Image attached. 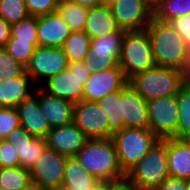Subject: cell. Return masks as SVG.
I'll return each instance as SVG.
<instances>
[{"label":"cell","instance_id":"obj_49","mask_svg":"<svg viewBox=\"0 0 190 190\" xmlns=\"http://www.w3.org/2000/svg\"><path fill=\"white\" fill-rule=\"evenodd\" d=\"M186 190H190V180H187V188Z\"/></svg>","mask_w":190,"mask_h":190},{"label":"cell","instance_id":"obj_39","mask_svg":"<svg viewBox=\"0 0 190 190\" xmlns=\"http://www.w3.org/2000/svg\"><path fill=\"white\" fill-rule=\"evenodd\" d=\"M187 180L169 176L154 190H186Z\"/></svg>","mask_w":190,"mask_h":190},{"label":"cell","instance_id":"obj_32","mask_svg":"<svg viewBox=\"0 0 190 190\" xmlns=\"http://www.w3.org/2000/svg\"><path fill=\"white\" fill-rule=\"evenodd\" d=\"M11 37L17 41H30L38 47L37 38V17L29 16L26 19L11 25Z\"/></svg>","mask_w":190,"mask_h":190},{"label":"cell","instance_id":"obj_4","mask_svg":"<svg viewBox=\"0 0 190 190\" xmlns=\"http://www.w3.org/2000/svg\"><path fill=\"white\" fill-rule=\"evenodd\" d=\"M117 150L119 166L126 175L160 140L144 128H122L112 137Z\"/></svg>","mask_w":190,"mask_h":190},{"label":"cell","instance_id":"obj_37","mask_svg":"<svg viewBox=\"0 0 190 190\" xmlns=\"http://www.w3.org/2000/svg\"><path fill=\"white\" fill-rule=\"evenodd\" d=\"M20 162L15 146L2 140L0 143V168L18 167Z\"/></svg>","mask_w":190,"mask_h":190},{"label":"cell","instance_id":"obj_43","mask_svg":"<svg viewBox=\"0 0 190 190\" xmlns=\"http://www.w3.org/2000/svg\"><path fill=\"white\" fill-rule=\"evenodd\" d=\"M108 190H133L126 182L113 184Z\"/></svg>","mask_w":190,"mask_h":190},{"label":"cell","instance_id":"obj_15","mask_svg":"<svg viewBox=\"0 0 190 190\" xmlns=\"http://www.w3.org/2000/svg\"><path fill=\"white\" fill-rule=\"evenodd\" d=\"M121 116L124 128L149 129L147 102L129 83L121 92Z\"/></svg>","mask_w":190,"mask_h":190},{"label":"cell","instance_id":"obj_11","mask_svg":"<svg viewBox=\"0 0 190 190\" xmlns=\"http://www.w3.org/2000/svg\"><path fill=\"white\" fill-rule=\"evenodd\" d=\"M111 13L120 29L144 30L153 19V5L147 0H113Z\"/></svg>","mask_w":190,"mask_h":190},{"label":"cell","instance_id":"obj_7","mask_svg":"<svg viewBox=\"0 0 190 190\" xmlns=\"http://www.w3.org/2000/svg\"><path fill=\"white\" fill-rule=\"evenodd\" d=\"M90 74L83 62H69L67 69L49 78L40 88L51 96L76 104L83 101V87Z\"/></svg>","mask_w":190,"mask_h":190},{"label":"cell","instance_id":"obj_8","mask_svg":"<svg viewBox=\"0 0 190 190\" xmlns=\"http://www.w3.org/2000/svg\"><path fill=\"white\" fill-rule=\"evenodd\" d=\"M126 30L91 39L89 54L83 63L90 73L117 67L121 53L122 39Z\"/></svg>","mask_w":190,"mask_h":190},{"label":"cell","instance_id":"obj_13","mask_svg":"<svg viewBox=\"0 0 190 190\" xmlns=\"http://www.w3.org/2000/svg\"><path fill=\"white\" fill-rule=\"evenodd\" d=\"M73 122L88 139L113 137L109 122L97 102L83 100L76 103Z\"/></svg>","mask_w":190,"mask_h":190},{"label":"cell","instance_id":"obj_2","mask_svg":"<svg viewBox=\"0 0 190 190\" xmlns=\"http://www.w3.org/2000/svg\"><path fill=\"white\" fill-rule=\"evenodd\" d=\"M156 66L181 70L187 46L169 23L152 19L146 27Z\"/></svg>","mask_w":190,"mask_h":190},{"label":"cell","instance_id":"obj_14","mask_svg":"<svg viewBox=\"0 0 190 190\" xmlns=\"http://www.w3.org/2000/svg\"><path fill=\"white\" fill-rule=\"evenodd\" d=\"M128 84L124 71L118 65L90 74L83 87V100L98 102L105 96L121 90Z\"/></svg>","mask_w":190,"mask_h":190},{"label":"cell","instance_id":"obj_22","mask_svg":"<svg viewBox=\"0 0 190 190\" xmlns=\"http://www.w3.org/2000/svg\"><path fill=\"white\" fill-rule=\"evenodd\" d=\"M169 176L190 180V144L184 139L166 138Z\"/></svg>","mask_w":190,"mask_h":190},{"label":"cell","instance_id":"obj_29","mask_svg":"<svg viewBox=\"0 0 190 190\" xmlns=\"http://www.w3.org/2000/svg\"><path fill=\"white\" fill-rule=\"evenodd\" d=\"M57 11L72 32L84 30L88 9L68 0H60Z\"/></svg>","mask_w":190,"mask_h":190},{"label":"cell","instance_id":"obj_47","mask_svg":"<svg viewBox=\"0 0 190 190\" xmlns=\"http://www.w3.org/2000/svg\"><path fill=\"white\" fill-rule=\"evenodd\" d=\"M103 4H109L110 2H112L113 0H101Z\"/></svg>","mask_w":190,"mask_h":190},{"label":"cell","instance_id":"obj_45","mask_svg":"<svg viewBox=\"0 0 190 190\" xmlns=\"http://www.w3.org/2000/svg\"><path fill=\"white\" fill-rule=\"evenodd\" d=\"M25 190H49V189H45V188L39 187L35 184H32L30 187L26 188Z\"/></svg>","mask_w":190,"mask_h":190},{"label":"cell","instance_id":"obj_16","mask_svg":"<svg viewBox=\"0 0 190 190\" xmlns=\"http://www.w3.org/2000/svg\"><path fill=\"white\" fill-rule=\"evenodd\" d=\"M45 139L47 148L67 157L75 156L88 140L74 122L51 129Z\"/></svg>","mask_w":190,"mask_h":190},{"label":"cell","instance_id":"obj_38","mask_svg":"<svg viewBox=\"0 0 190 190\" xmlns=\"http://www.w3.org/2000/svg\"><path fill=\"white\" fill-rule=\"evenodd\" d=\"M180 35L187 47L190 46V13L177 17L168 22Z\"/></svg>","mask_w":190,"mask_h":190},{"label":"cell","instance_id":"obj_36","mask_svg":"<svg viewBox=\"0 0 190 190\" xmlns=\"http://www.w3.org/2000/svg\"><path fill=\"white\" fill-rule=\"evenodd\" d=\"M30 16L39 17L57 11L60 0H24Z\"/></svg>","mask_w":190,"mask_h":190},{"label":"cell","instance_id":"obj_3","mask_svg":"<svg viewBox=\"0 0 190 190\" xmlns=\"http://www.w3.org/2000/svg\"><path fill=\"white\" fill-rule=\"evenodd\" d=\"M169 177L166 139L156 145L127 174L125 182L133 190H154Z\"/></svg>","mask_w":190,"mask_h":190},{"label":"cell","instance_id":"obj_42","mask_svg":"<svg viewBox=\"0 0 190 190\" xmlns=\"http://www.w3.org/2000/svg\"><path fill=\"white\" fill-rule=\"evenodd\" d=\"M69 2L81 5L86 9H91L93 7H97L103 5L101 0H68Z\"/></svg>","mask_w":190,"mask_h":190},{"label":"cell","instance_id":"obj_12","mask_svg":"<svg viewBox=\"0 0 190 190\" xmlns=\"http://www.w3.org/2000/svg\"><path fill=\"white\" fill-rule=\"evenodd\" d=\"M66 160L67 156L45 149L30 170L33 184L49 190H61Z\"/></svg>","mask_w":190,"mask_h":190},{"label":"cell","instance_id":"obj_26","mask_svg":"<svg viewBox=\"0 0 190 190\" xmlns=\"http://www.w3.org/2000/svg\"><path fill=\"white\" fill-rule=\"evenodd\" d=\"M91 38L84 31H73L65 40L62 49L68 62H83L89 54Z\"/></svg>","mask_w":190,"mask_h":190},{"label":"cell","instance_id":"obj_6","mask_svg":"<svg viewBox=\"0 0 190 190\" xmlns=\"http://www.w3.org/2000/svg\"><path fill=\"white\" fill-rule=\"evenodd\" d=\"M128 83L146 102L160 97L176 95L184 85L180 70L156 65L135 75Z\"/></svg>","mask_w":190,"mask_h":190},{"label":"cell","instance_id":"obj_10","mask_svg":"<svg viewBox=\"0 0 190 190\" xmlns=\"http://www.w3.org/2000/svg\"><path fill=\"white\" fill-rule=\"evenodd\" d=\"M68 63L62 48L38 46L26 66V73L34 84L40 87L49 78L67 69Z\"/></svg>","mask_w":190,"mask_h":190},{"label":"cell","instance_id":"obj_23","mask_svg":"<svg viewBox=\"0 0 190 190\" xmlns=\"http://www.w3.org/2000/svg\"><path fill=\"white\" fill-rule=\"evenodd\" d=\"M119 29L108 4L88 9L83 31L91 39L106 36L117 32Z\"/></svg>","mask_w":190,"mask_h":190},{"label":"cell","instance_id":"obj_30","mask_svg":"<svg viewBox=\"0 0 190 190\" xmlns=\"http://www.w3.org/2000/svg\"><path fill=\"white\" fill-rule=\"evenodd\" d=\"M179 110L177 139H183L190 133V84H184L176 94Z\"/></svg>","mask_w":190,"mask_h":190},{"label":"cell","instance_id":"obj_20","mask_svg":"<svg viewBox=\"0 0 190 190\" xmlns=\"http://www.w3.org/2000/svg\"><path fill=\"white\" fill-rule=\"evenodd\" d=\"M20 126L34 137L46 138L51 130L45 116L41 112L37 98V90L22 101L17 107Z\"/></svg>","mask_w":190,"mask_h":190},{"label":"cell","instance_id":"obj_33","mask_svg":"<svg viewBox=\"0 0 190 190\" xmlns=\"http://www.w3.org/2000/svg\"><path fill=\"white\" fill-rule=\"evenodd\" d=\"M4 49L19 63L26 67L36 47L30 41H17V38L10 37Z\"/></svg>","mask_w":190,"mask_h":190},{"label":"cell","instance_id":"obj_48","mask_svg":"<svg viewBox=\"0 0 190 190\" xmlns=\"http://www.w3.org/2000/svg\"><path fill=\"white\" fill-rule=\"evenodd\" d=\"M150 4L154 5L158 0H147Z\"/></svg>","mask_w":190,"mask_h":190},{"label":"cell","instance_id":"obj_35","mask_svg":"<svg viewBox=\"0 0 190 190\" xmlns=\"http://www.w3.org/2000/svg\"><path fill=\"white\" fill-rule=\"evenodd\" d=\"M18 127H20V120L17 109L0 107V138L5 140Z\"/></svg>","mask_w":190,"mask_h":190},{"label":"cell","instance_id":"obj_17","mask_svg":"<svg viewBox=\"0 0 190 190\" xmlns=\"http://www.w3.org/2000/svg\"><path fill=\"white\" fill-rule=\"evenodd\" d=\"M5 140L15 146L20 166L28 170H31L45 149H47L45 138L34 137L21 126L14 129Z\"/></svg>","mask_w":190,"mask_h":190},{"label":"cell","instance_id":"obj_28","mask_svg":"<svg viewBox=\"0 0 190 190\" xmlns=\"http://www.w3.org/2000/svg\"><path fill=\"white\" fill-rule=\"evenodd\" d=\"M121 92L122 89L105 96L97 103L109 122V128L114 133L124 128L121 116Z\"/></svg>","mask_w":190,"mask_h":190},{"label":"cell","instance_id":"obj_31","mask_svg":"<svg viewBox=\"0 0 190 190\" xmlns=\"http://www.w3.org/2000/svg\"><path fill=\"white\" fill-rule=\"evenodd\" d=\"M29 16L24 0H0V17L10 25Z\"/></svg>","mask_w":190,"mask_h":190},{"label":"cell","instance_id":"obj_24","mask_svg":"<svg viewBox=\"0 0 190 190\" xmlns=\"http://www.w3.org/2000/svg\"><path fill=\"white\" fill-rule=\"evenodd\" d=\"M99 182L80 164L75 156L67 157L62 190H90Z\"/></svg>","mask_w":190,"mask_h":190},{"label":"cell","instance_id":"obj_25","mask_svg":"<svg viewBox=\"0 0 190 190\" xmlns=\"http://www.w3.org/2000/svg\"><path fill=\"white\" fill-rule=\"evenodd\" d=\"M32 184L30 170L21 166L0 168L1 190H25Z\"/></svg>","mask_w":190,"mask_h":190},{"label":"cell","instance_id":"obj_21","mask_svg":"<svg viewBox=\"0 0 190 190\" xmlns=\"http://www.w3.org/2000/svg\"><path fill=\"white\" fill-rule=\"evenodd\" d=\"M33 86L36 85L26 71L21 76L0 80V107L16 108L34 94L37 88Z\"/></svg>","mask_w":190,"mask_h":190},{"label":"cell","instance_id":"obj_40","mask_svg":"<svg viewBox=\"0 0 190 190\" xmlns=\"http://www.w3.org/2000/svg\"><path fill=\"white\" fill-rule=\"evenodd\" d=\"M11 25L0 17V48H4L11 37Z\"/></svg>","mask_w":190,"mask_h":190},{"label":"cell","instance_id":"obj_1","mask_svg":"<svg viewBox=\"0 0 190 190\" xmlns=\"http://www.w3.org/2000/svg\"><path fill=\"white\" fill-rule=\"evenodd\" d=\"M80 164L100 182L119 184L125 182L115 143L112 138L88 139L75 155Z\"/></svg>","mask_w":190,"mask_h":190},{"label":"cell","instance_id":"obj_9","mask_svg":"<svg viewBox=\"0 0 190 190\" xmlns=\"http://www.w3.org/2000/svg\"><path fill=\"white\" fill-rule=\"evenodd\" d=\"M149 115V130L160 140L177 139L179 110L176 95L160 97L147 102Z\"/></svg>","mask_w":190,"mask_h":190},{"label":"cell","instance_id":"obj_19","mask_svg":"<svg viewBox=\"0 0 190 190\" xmlns=\"http://www.w3.org/2000/svg\"><path fill=\"white\" fill-rule=\"evenodd\" d=\"M37 98L41 112L51 129L73 122L75 104L65 99L51 96L40 87L37 88Z\"/></svg>","mask_w":190,"mask_h":190},{"label":"cell","instance_id":"obj_34","mask_svg":"<svg viewBox=\"0 0 190 190\" xmlns=\"http://www.w3.org/2000/svg\"><path fill=\"white\" fill-rule=\"evenodd\" d=\"M26 71L4 48H0V80L21 76Z\"/></svg>","mask_w":190,"mask_h":190},{"label":"cell","instance_id":"obj_18","mask_svg":"<svg viewBox=\"0 0 190 190\" xmlns=\"http://www.w3.org/2000/svg\"><path fill=\"white\" fill-rule=\"evenodd\" d=\"M71 32L58 11L37 17L38 46L62 48Z\"/></svg>","mask_w":190,"mask_h":190},{"label":"cell","instance_id":"obj_46","mask_svg":"<svg viewBox=\"0 0 190 190\" xmlns=\"http://www.w3.org/2000/svg\"><path fill=\"white\" fill-rule=\"evenodd\" d=\"M187 143L190 144V133L188 135H186L184 138H183Z\"/></svg>","mask_w":190,"mask_h":190},{"label":"cell","instance_id":"obj_44","mask_svg":"<svg viewBox=\"0 0 190 190\" xmlns=\"http://www.w3.org/2000/svg\"><path fill=\"white\" fill-rule=\"evenodd\" d=\"M113 184L107 182H99L97 185L92 187L90 190H108Z\"/></svg>","mask_w":190,"mask_h":190},{"label":"cell","instance_id":"obj_41","mask_svg":"<svg viewBox=\"0 0 190 190\" xmlns=\"http://www.w3.org/2000/svg\"><path fill=\"white\" fill-rule=\"evenodd\" d=\"M180 72L184 84H190V46L187 47V52Z\"/></svg>","mask_w":190,"mask_h":190},{"label":"cell","instance_id":"obj_5","mask_svg":"<svg viewBox=\"0 0 190 190\" xmlns=\"http://www.w3.org/2000/svg\"><path fill=\"white\" fill-rule=\"evenodd\" d=\"M119 66L128 81L155 66L152 45L146 29L125 31Z\"/></svg>","mask_w":190,"mask_h":190},{"label":"cell","instance_id":"obj_27","mask_svg":"<svg viewBox=\"0 0 190 190\" xmlns=\"http://www.w3.org/2000/svg\"><path fill=\"white\" fill-rule=\"evenodd\" d=\"M190 13V0H158L153 5V18L168 23Z\"/></svg>","mask_w":190,"mask_h":190}]
</instances>
